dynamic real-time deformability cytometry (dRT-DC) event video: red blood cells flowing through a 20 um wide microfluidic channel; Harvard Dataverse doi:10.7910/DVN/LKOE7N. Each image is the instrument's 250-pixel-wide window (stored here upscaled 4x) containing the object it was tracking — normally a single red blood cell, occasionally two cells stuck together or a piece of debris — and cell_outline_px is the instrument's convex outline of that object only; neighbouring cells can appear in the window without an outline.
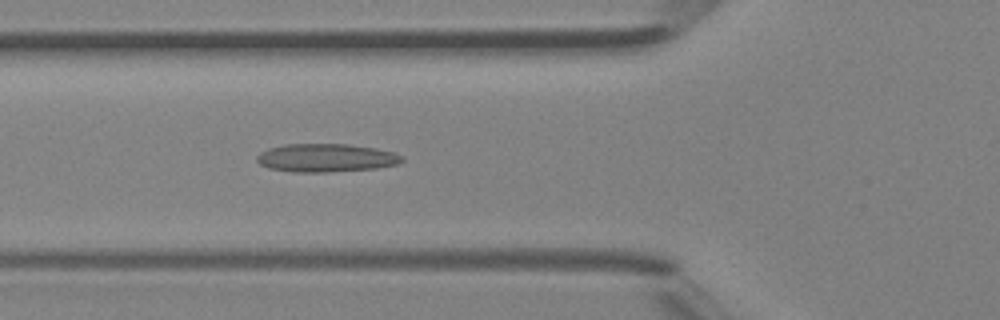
{"species": "Egyptian fruit bat (a non-hibernating species)", "species_latin": "Rousettus aegyptiacus", "temperature_condition": "room temperature", "stored_images_in_passage": 45, "camera_frame_rate_fps": 3000, "um_per_image_px": 0.085, "animal": {"sex": "female"}, "frame": {"image": 1, "passage_image": 16, "time_ms": 5.0, "image_size_px": [1000, 320], "cell_outline_px": [[404, 160], [400, 164], [376, 168], [328, 172], [292, 172], [268, 168], [260, 164], [256, 160], [256, 156], [260, 152], [268, 148], [284, 144], [348, 144], [376, 148], [392, 152], [404, 156]], "centroid_in_image_um": [27.71, 13.42], "position_along_channel_um": 98.1, "area_um2": 24.1}}
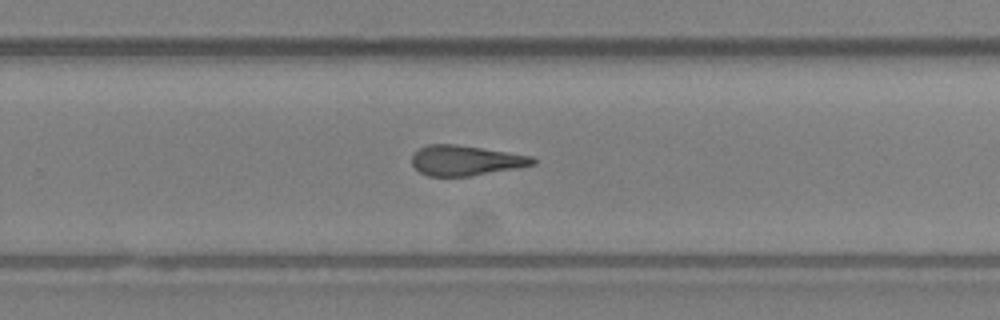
{"frame": {"image": 2, "passage_image": 29, "time_ms": 9.333, "image_size_px": [1000, 320], "cell_outline_px": [[536, 164], [516, 168], [468, 176], [428, 176], [420, 172], [412, 164], [412, 156], [420, 148], [428, 144], [456, 144], [508, 152], [532, 156], [536, 160]], "centroid_in_image_um": [39.58, 13.63], "position_along_channel_um": 290.2, "area_um2": 21.04}}
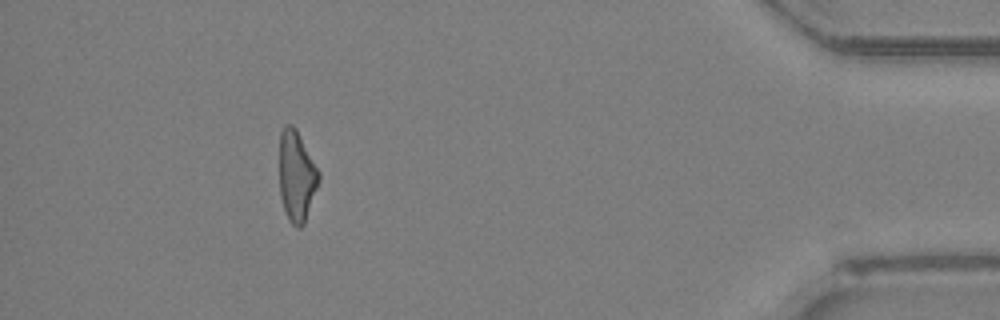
{"frame": {"image": 3, "passage_image": 41, "time_ms": 13.333, "image_size_px": [1000, 320], "cell_outline_px": [[320, 180], [304, 224], [300, 228], [296, 228], [288, 220], [280, 196], [280, 132], [284, 124], [292, 124], [296, 128], [320, 172]], "centroid_in_image_um": [25.21, 14.96], "position_along_channel_um": 410.0, "area_um2": 20.92}, "authors_computed_cell_mechanics": {"area_um2": 22.1952, "velocity_mm_per_s": 4.4586, "shape_relaxation_time_tau1_ms": null, "shape_relaxation_time_tau2_ms": 3.0187, "deformation_change_tau1": null, "deformation_change_tau2": 0.1367}}